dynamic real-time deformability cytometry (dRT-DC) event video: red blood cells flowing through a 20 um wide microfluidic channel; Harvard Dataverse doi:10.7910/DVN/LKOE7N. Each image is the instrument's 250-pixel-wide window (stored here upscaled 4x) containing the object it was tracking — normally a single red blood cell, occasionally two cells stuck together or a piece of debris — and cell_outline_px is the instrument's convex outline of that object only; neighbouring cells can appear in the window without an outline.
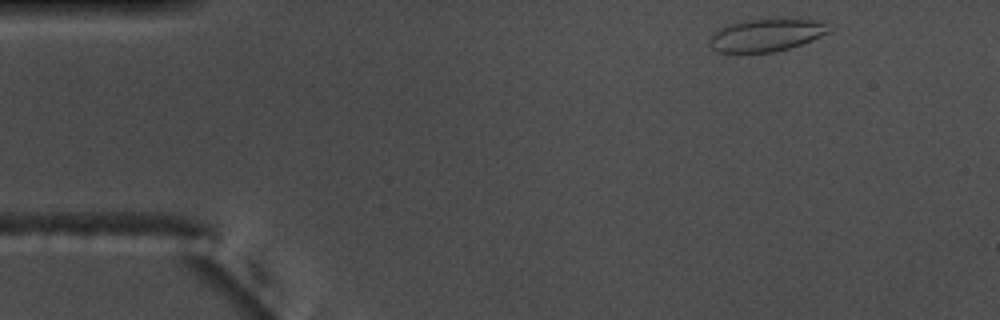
{"species": "common noctule bat (a hibernating species)", "species_latin": "Nyctalus noctula", "temperature_condition": "warm", "stored_images_in_passage": 50, "camera_frame_rate_fps": 3000, "um_per_image_px": 0.085, "animal": {"sex": "male", "body_mass_g": 17.5, "forearm_length_mm": 52.3}, "frame": {"image": 1, "passage_image": 2, "time_ms": 0.333, "image_size_px": [1000, 320], "cell_outline_px": [[836, 24], [828, 32], [820, 36], [800, 44], [788, 48], [772, 52], [716, 52], [708, 44], [708, 40], [720, 28], [728, 24], [748, 20], [824, 20]], "centroid_in_image_um": [65.18, 2.98], "position_along_channel_um": 19.8, "area_um2": 22.43}}
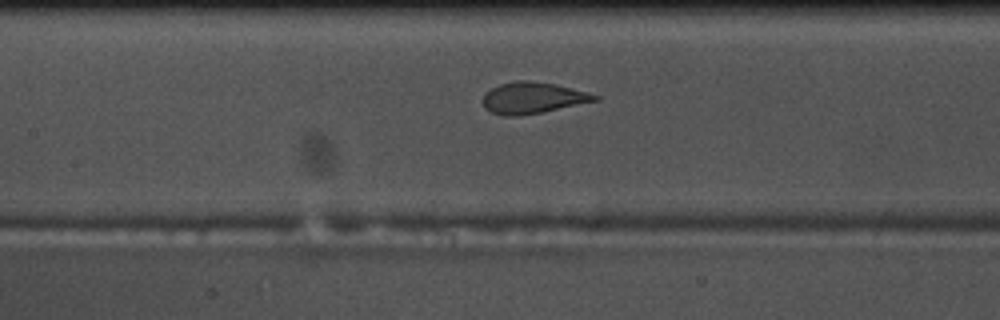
{"frame": {"image": 2, "passage_image": 20, "time_ms": 6.333, "image_size_px": [1000, 320], "cell_outline_px": [[600, 100], [544, 112], [516, 116], [504, 116], [492, 112], [484, 108], [480, 100], [484, 92], [500, 84], [516, 80], [524, 80], [556, 84], [588, 92], [600, 96]], "centroid_in_image_um": [45.26, 8.32], "position_along_channel_um": 162.1, "area_um2": 20.75}}
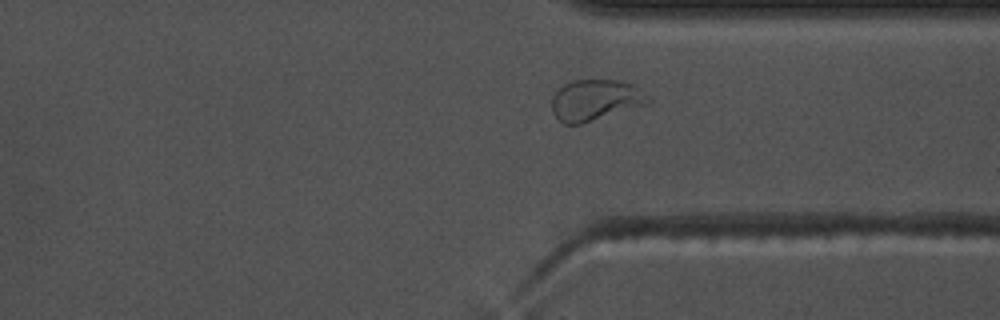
{"frame": {"image": 3, "passage_image": 36, "time_ms": 11.667, "image_size_px": [1000, 320], "cell_outline_px": [[652, 100], [648, 104], [580, 124], [564, 124], [552, 112], [552, 96], [564, 84], [572, 80], [616, 80], [632, 84]], "centroid_in_image_um": [50.58, 8.51], "position_along_channel_um": 360.8, "area_um2": 22.77}, "authors_computed_cell_mechanics": {"area_um2": 22.0507, "velocity_mm_per_s": 3.7263, "shape_relaxation_time_tau1_ms": 6.6099, "shape_relaxation_time_tau2_ms": null, "deformation_change_tau1": 0.2203, "deformation_change_tau2": null}}